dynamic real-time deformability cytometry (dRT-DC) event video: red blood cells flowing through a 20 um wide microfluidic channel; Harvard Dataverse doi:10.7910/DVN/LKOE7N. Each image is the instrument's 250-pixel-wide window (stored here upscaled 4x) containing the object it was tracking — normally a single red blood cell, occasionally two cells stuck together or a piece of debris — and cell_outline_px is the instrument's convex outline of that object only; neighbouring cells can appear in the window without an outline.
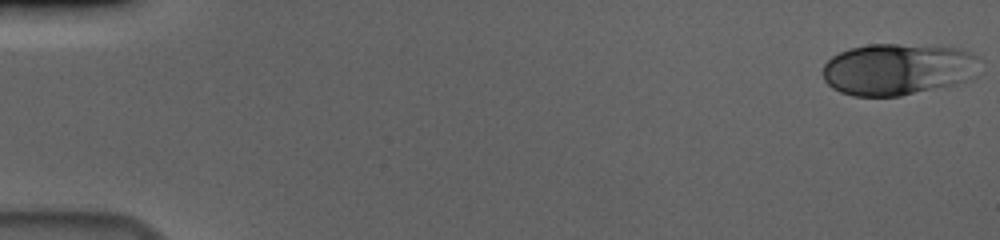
{"species": "human", "species_latin": "Homo sapiens", "temperature_condition": "cold", "stored_images_in_passage": 56, "camera_frame_rate_fps": 3000, "um_per_image_px": 0.085, "donor": {"sex": "male"}, "frame": {"image": 1, "passage_image": 1, "time_ms": 0.0, "image_size_px": [1000, 240], "cell_outline_px": [[976, 76], [972, 80], [956, 84], [900, 96], [852, 96], [840, 92], [832, 88], [824, 80], [820, 72], [824, 64], [832, 56], [840, 52], [852, 48], [868, 44], [896, 44], [960, 48], [976, 56]], "centroid_in_image_um": [76.27, 5.9], "position_along_channel_um": 8.7, "area_um2": 47.45}}
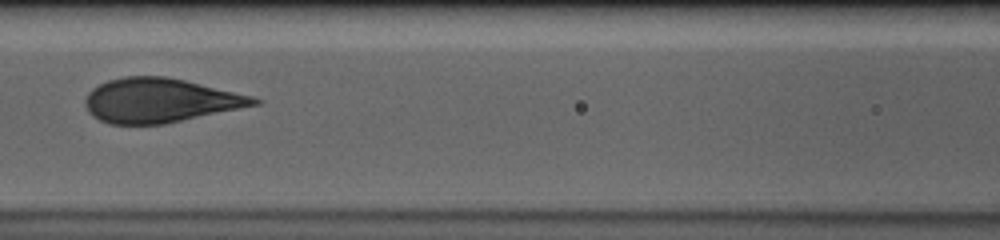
{"frame": {"image": 2, "passage_image": 26, "time_ms": 8.333, "image_size_px": [1000, 240], "cell_outline_px": [[264, 100], [260, 104], [164, 124], [108, 124], [92, 116], [88, 112], [84, 104], [84, 100], [88, 92], [92, 88], [108, 80], [124, 76], [164, 76], [184, 80], [252, 96]], "centroid_in_image_um": [13.56, 8.54], "position_along_channel_um": 153.0, "area_um2": 43.41}}
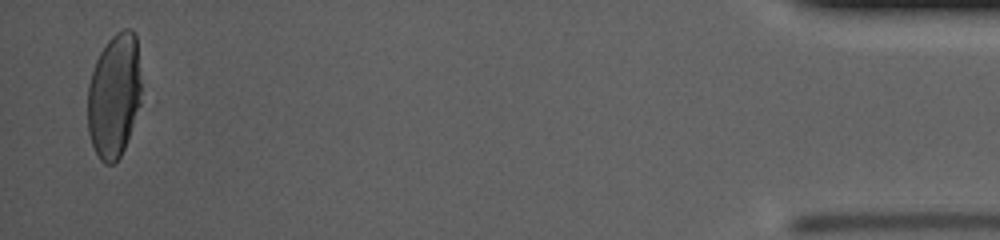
{"frame": {"image": 3, "passage_image": 55, "time_ms": 18.0, "image_size_px": [1000, 240], "cell_outline_px": [[140, 104], [124, 148], [120, 156], [112, 164], [104, 164], [100, 160], [92, 144], [88, 132], [88, 84], [96, 60], [100, 52], [108, 40], [116, 32], [124, 28], [128, 28], [136, 36], [140, 84]], "centroid_in_image_um": [9.68, 8.13], "position_along_channel_um": 425.5, "area_um2": 38.49}, "authors_computed_cell_mechanics": {"area_um2": 44.0725, "velocity_mm_per_s": 3.6654, "shape_relaxation_time_tau1_ms": 5.637, "shape_relaxation_time_tau2_ms": null, "deformation_change_tau1": 0.1961, "deformation_change_tau2": null}}